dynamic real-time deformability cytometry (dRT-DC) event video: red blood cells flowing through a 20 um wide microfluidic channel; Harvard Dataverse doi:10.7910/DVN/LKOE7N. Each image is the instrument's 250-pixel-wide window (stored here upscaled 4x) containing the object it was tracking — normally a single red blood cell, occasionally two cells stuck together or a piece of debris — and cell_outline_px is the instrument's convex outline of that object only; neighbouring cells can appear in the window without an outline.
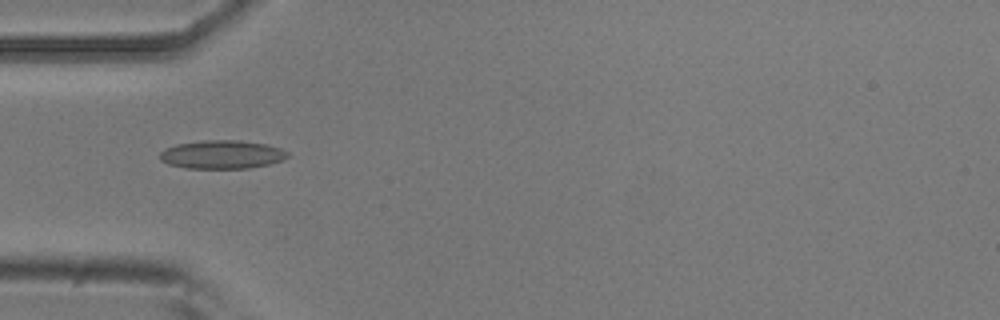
{"species": "common noctule bat (a hibernating species)", "species_latin": "Nyctalus noctula", "temperature_condition": "room temperature", "stored_images_in_passage": 9, "camera_frame_rate_fps": 3000, "um_per_image_px": 0.085, "animal": {"sex": "male", "body_mass_g": 20.5, "forearm_length_mm": 52.5}, "frame": {"image": 1, "passage_image": 5, "time_ms": 1.333, "image_size_px": [1000, 320], "cell_outline_px": [[288, 156], [280, 160], [268, 164], [248, 168], [184, 168], [168, 164], [160, 160], [160, 152], [164, 148], [176, 144], [204, 140], [240, 140], [268, 144], [280, 148], [288, 152]], "centroid_in_image_um": [18.83, 13.12], "position_along_channel_um": 66.2, "area_um2": 21.21}}
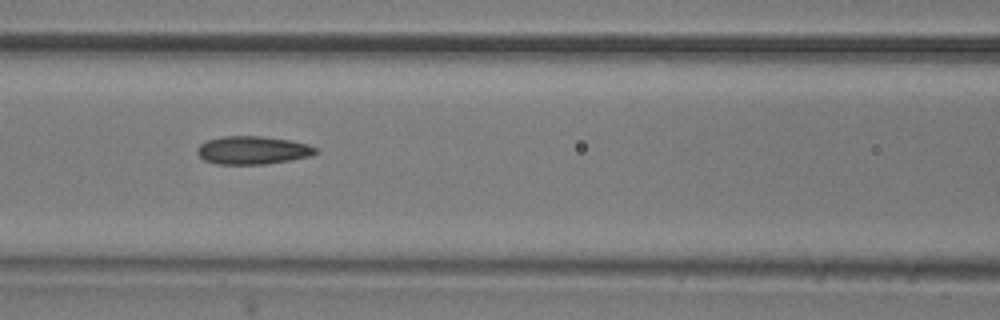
{"frame": {"image": 2, "passage_image": 7, "time_ms": 2.0, "image_size_px": [1000, 320], "cell_outline_px": [[320, 152], [312, 156], [264, 164], [216, 164], [204, 160], [196, 152], [196, 148], [200, 144], [208, 140], [220, 136], [264, 136], [288, 140], [308, 144], [320, 148]], "centroid_in_image_um": [21.5, 12.76], "position_along_channel_um": 145.1, "area_um2": 19.59}}
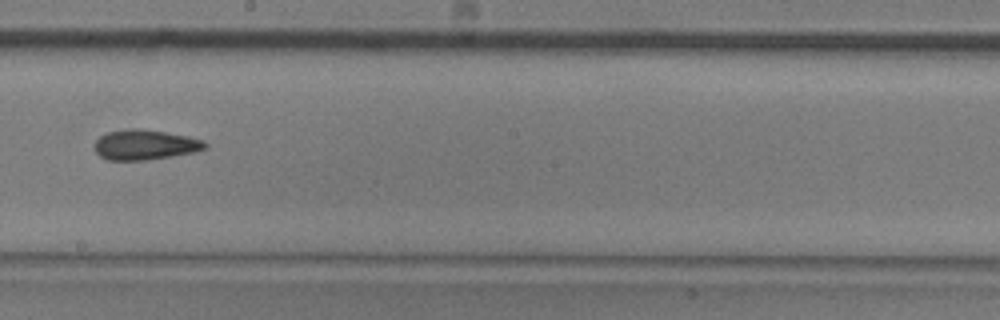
{"frame": {"image": 3, "passage_image": 9, "time_ms": 2.667, "image_size_px": [1000, 320], "cell_outline_px": [[208, 148], [192, 152], [172, 156], [148, 160], [108, 160], [100, 156], [96, 152], [96, 140], [100, 136], [108, 132], [132, 128], [140, 128], [188, 136], [204, 140], [208, 144]], "centroid_in_image_um": [12.36, 12.3], "position_along_channel_um": 235.8, "area_um2": 19.31}}